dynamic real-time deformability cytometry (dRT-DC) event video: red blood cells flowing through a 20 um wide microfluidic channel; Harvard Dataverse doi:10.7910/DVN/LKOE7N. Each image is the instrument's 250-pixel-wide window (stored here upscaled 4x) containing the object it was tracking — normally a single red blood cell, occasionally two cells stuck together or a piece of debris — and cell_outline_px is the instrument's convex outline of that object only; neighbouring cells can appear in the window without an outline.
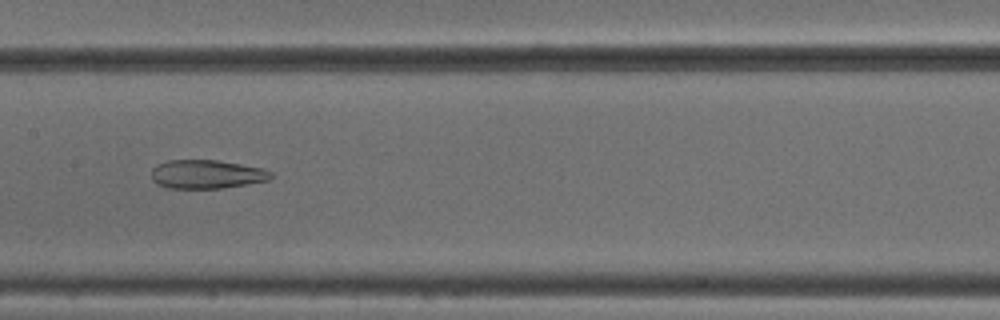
{"species": "common noctule bat (a hibernating species)", "species_latin": "Nyctalus noctula", "temperature_condition": "cold", "stored_images_in_passage": 51, "camera_frame_rate_fps": 3000, "um_per_image_px": 0.085, "animal": {"sex": "male", "body_mass_g": 18.8}, "frame": {"image": 1, "passage_image": 26, "time_ms": 8.333, "image_size_px": [1000, 320], "cell_outline_px": [[272, 176], [268, 180], [220, 188], [164, 188], [156, 184], [152, 180], [152, 168], [156, 164], [168, 160], [216, 160], [264, 168], [272, 172]], "centroid_in_image_um": [17.51, 14.8], "position_along_channel_um": 189.9, "area_um2": 20.0}}
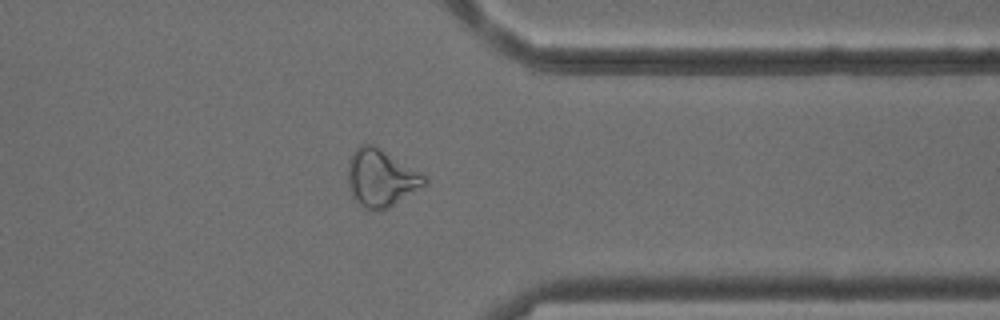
{"frame": {"image": 2, "passage_image": 41, "time_ms": 13.333, "image_size_px": [1000, 320], "cell_outline_px": [[428, 184], [388, 208], [376, 212], [368, 212], [352, 196], [348, 184], [348, 164], [352, 152], [360, 144], [372, 144], [420, 172], [428, 180]], "centroid_in_image_um": [32.37, 15.17], "position_along_channel_um": 379.0, "area_um2": 25.61}}
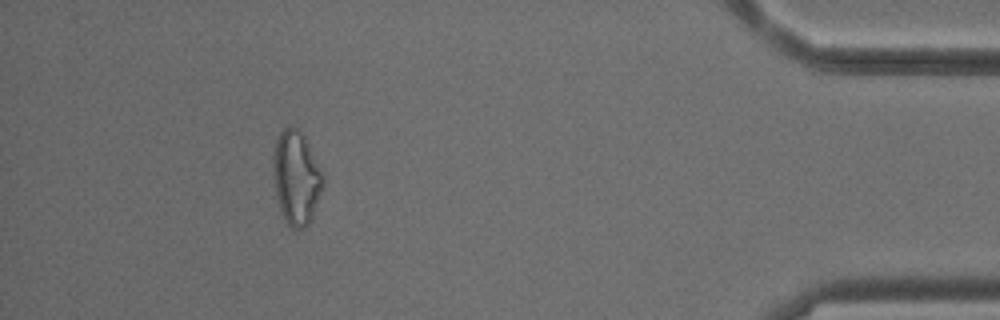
{"frame": {"image": 3, "passage_image": 47, "time_ms": 15.333, "image_size_px": [1000, 320], "cell_outline_px": [[324, 188], [312, 216], [308, 224], [304, 228], [292, 228], [288, 224], [280, 208], [276, 196], [272, 168], [272, 156], [276, 140], [280, 132], [288, 124], [296, 128], [304, 136], [324, 172]], "centroid_in_image_um": [25.19, 15.07], "position_along_channel_um": 410.0, "area_um2": 27.51}, "authors_computed_cell_mechanics": {"area_um2": 26.3568, "velocity_mm_per_s": 3.8966, "shape_relaxation_time_tau1_ms": null, "shape_relaxation_time_tau2_ms": 3.9151, "deformation_change_tau1": null, "deformation_change_tau2": 0.133}}